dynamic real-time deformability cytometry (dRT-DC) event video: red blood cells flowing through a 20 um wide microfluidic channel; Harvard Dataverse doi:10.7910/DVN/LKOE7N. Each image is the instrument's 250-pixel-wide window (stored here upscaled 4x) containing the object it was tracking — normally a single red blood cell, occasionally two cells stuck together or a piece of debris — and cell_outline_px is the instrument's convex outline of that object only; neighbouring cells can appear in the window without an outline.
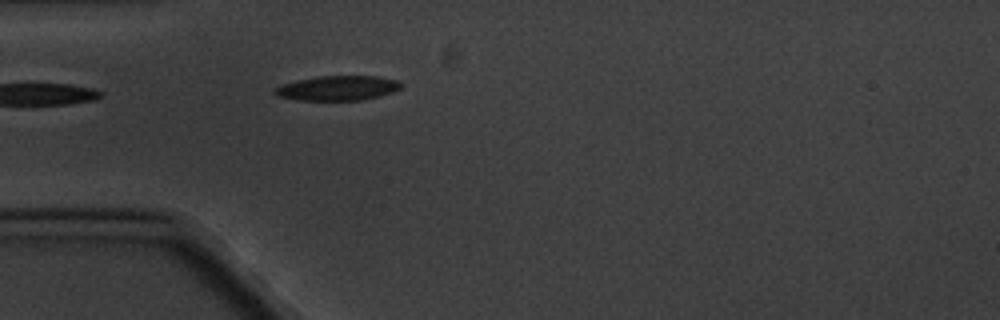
{"species": "common noctule bat (a hibernating species)", "species_latin": "Nyctalus noctula", "temperature_condition": "cold", "stored_images_in_passage": 1, "camera_frame_rate_fps": 3000, "um_per_image_px": 0.085, "animal": {"sex": "male", "body_mass_g": 20.1, "forearm_length_mm": 53.5}, "frame": {"image": 1, "passage_image": 1, "time_ms": 0.0, "image_size_px": [1000, 320], "cell_outline_px": [[400, 88], [392, 92], [380, 96], [364, 100], [300, 100], [276, 96], [272, 92], [272, 88], [280, 84], [296, 80], [320, 76], [380, 76], [400, 80]], "centroid_in_image_um": [28.66, 7.48], "position_along_channel_um": 56.3, "area_um2": 18.44}}